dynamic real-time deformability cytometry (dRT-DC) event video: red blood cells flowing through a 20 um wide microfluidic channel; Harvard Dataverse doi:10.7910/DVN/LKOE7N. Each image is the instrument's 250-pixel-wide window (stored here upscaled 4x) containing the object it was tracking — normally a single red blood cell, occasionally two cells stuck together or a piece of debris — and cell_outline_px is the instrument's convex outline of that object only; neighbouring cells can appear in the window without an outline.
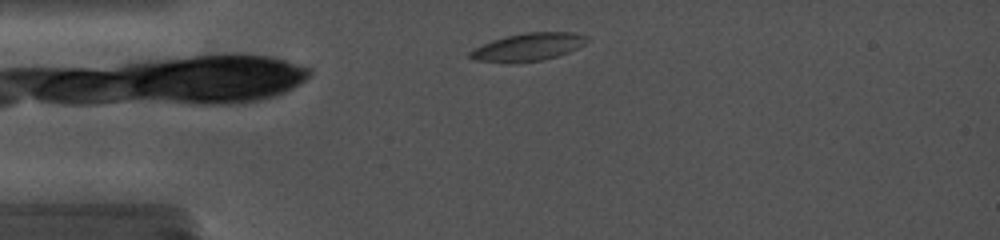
{"species": "common noctule bat (a hibernating species)", "species_latin": "Nyctalus noctula", "temperature_condition": "cold", "stored_images_in_passage": 24, "camera_frame_rate_fps": 5000, "um_per_image_px": 0.085, "animal": {"sex": "female", "body_mass_g": 19.0, "forearm_length_mm": 56.7}, "frame": {"image": 1, "passage_image": 4, "time_ms": 1.2, "image_size_px": [1000, 240], "cell_outline_px": [[592, 40], [568, 52], [556, 56], [540, 60], [508, 64], [472, 60], [468, 56], [468, 52], [492, 40], [508, 36], [528, 32], [572, 32], [588, 36]], "centroid_in_image_um": [44.88, 4.01], "position_along_channel_um": 40.1, "area_um2": 19.02}}
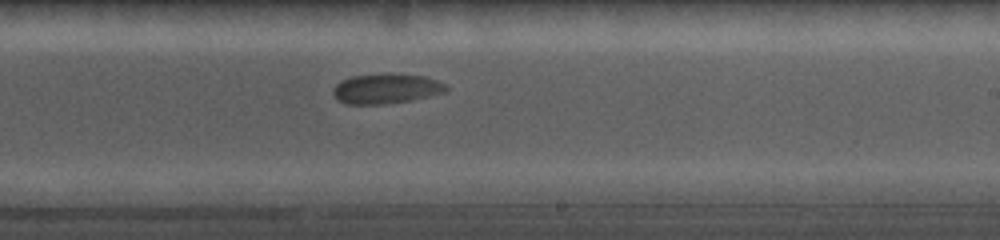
{"frame": {"image": 2, "passage_image": 21, "time_ms": 8.0, "image_size_px": [1000, 240], "cell_outline_px": [[448, 92], [412, 100], [384, 104], [348, 104], [336, 100], [332, 92], [332, 88], [340, 80], [352, 76], [424, 76], [448, 84]], "centroid_in_image_um": [32.82, 7.58], "position_along_channel_um": 256.2, "area_um2": 19.25}}
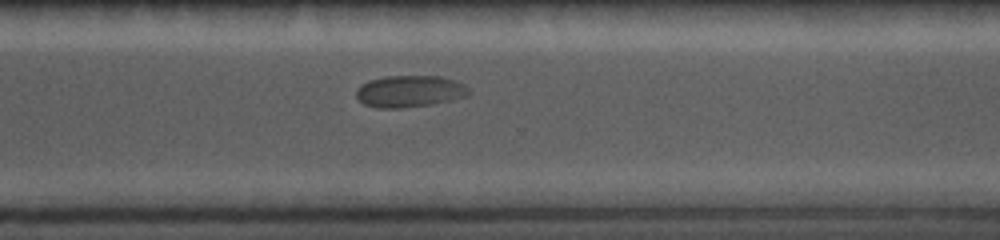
{"frame": {"image": 3, "passage_image": 24, "time_ms": 10.2, "image_size_px": [1000, 240], "cell_outline_px": [[472, 92], [468, 96], [452, 100], [432, 104], [400, 108], [376, 108], [364, 104], [356, 96], [356, 88], [360, 84], [368, 80], [384, 76], [440, 76], [456, 80], [464, 84]], "centroid_in_image_um": [34.82, 7.75], "position_along_channel_um": 335.8, "area_um2": 21.15}}